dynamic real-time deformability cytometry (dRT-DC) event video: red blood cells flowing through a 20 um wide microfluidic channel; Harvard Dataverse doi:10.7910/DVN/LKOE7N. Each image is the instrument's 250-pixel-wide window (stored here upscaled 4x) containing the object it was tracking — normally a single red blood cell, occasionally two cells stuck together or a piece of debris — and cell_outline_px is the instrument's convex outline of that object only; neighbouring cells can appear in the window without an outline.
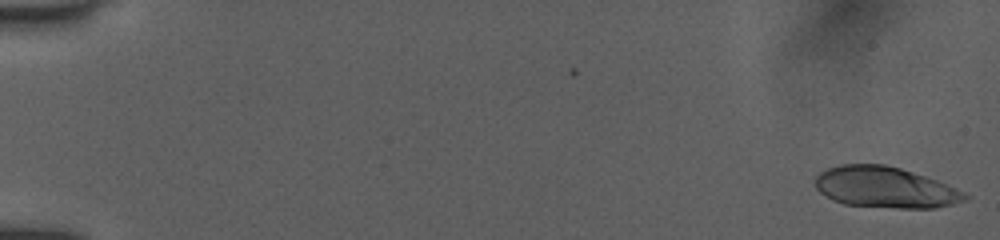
{"species": "human", "species_latin": "Homo sapiens", "temperature_condition": "room temperature", "stored_images_in_passage": 6, "camera_frame_rate_fps": 3000, "um_per_image_px": 0.085, "donor": {"sex": "female"}, "frame": {"image": 1, "passage_image": 1, "time_ms": 0.0, "image_size_px": [1000, 240], "cell_outline_px": [[972, 196], [968, 200], [936, 208], [900, 208], [844, 204], [832, 200], [820, 192], [816, 188], [816, 176], [820, 172], [828, 168], [840, 164], [884, 164], [900, 168], [936, 180], [956, 188]], "centroid_in_image_um": [75.25, 15.93], "position_along_channel_um": 9.7, "area_um2": 35.72}}